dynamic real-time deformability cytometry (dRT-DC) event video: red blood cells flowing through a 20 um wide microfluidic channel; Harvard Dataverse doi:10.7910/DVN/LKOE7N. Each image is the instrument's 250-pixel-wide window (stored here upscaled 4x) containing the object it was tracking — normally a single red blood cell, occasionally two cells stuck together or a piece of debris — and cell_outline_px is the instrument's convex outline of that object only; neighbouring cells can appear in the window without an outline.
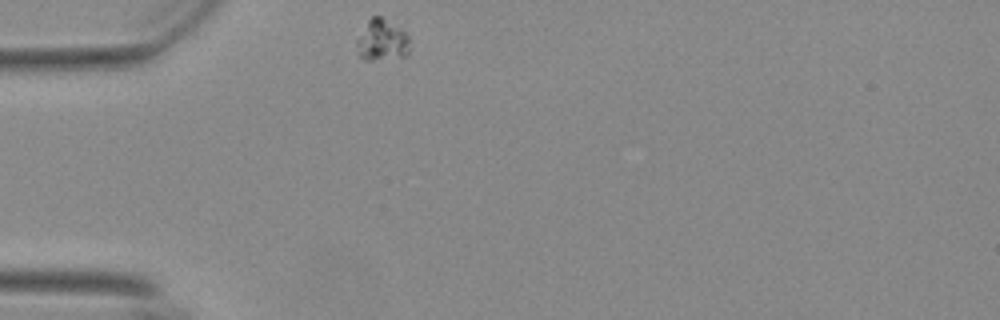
{"species": "Egyptian fruit bat (a non-hibernating species)", "species_latin": "Rousettus aegyptiacus", "temperature_condition": "warm", "stored_images_in_passage": 39, "camera_frame_rate_fps": 3000, "um_per_image_px": 0.085, "animal": {"sex": "female"}, "frame": {"image": 1, "passage_image": 1, "time_ms": 0.0, "image_size_px": [1000, 320], "cell_outline_px": [[412, 48], [404, 56], [372, 60], [368, 60], [360, 56], [356, 44], [356, 40], [368, 20], [372, 16], [380, 16], [400, 28], [408, 36]], "centroid_in_image_um": [32.49, 3.42], "position_along_channel_um": 52.5, "area_um2": 12.66}}
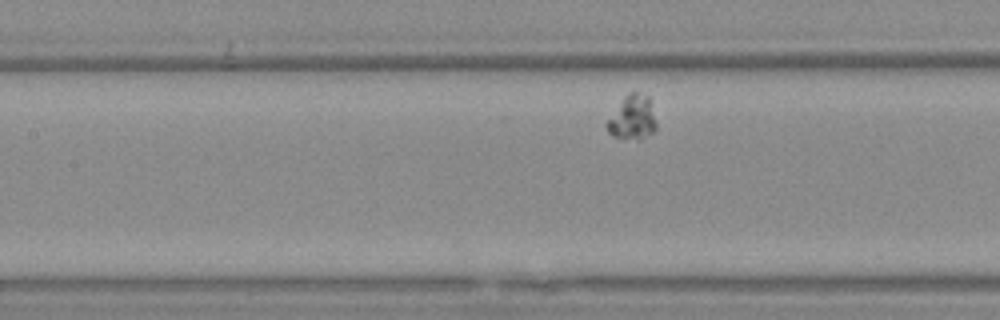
{"frame": {"image": 2, "passage_image": 12, "time_ms": 3.667, "image_size_px": [1000, 320], "cell_outline_px": [[656, 132], [640, 140], [612, 136], [608, 132], [604, 124], [624, 96], [628, 92], [636, 92], [648, 96], [656, 124]], "centroid_in_image_um": [53.74, 10.02], "position_along_channel_um": 153.7, "area_um2": 12.77}}
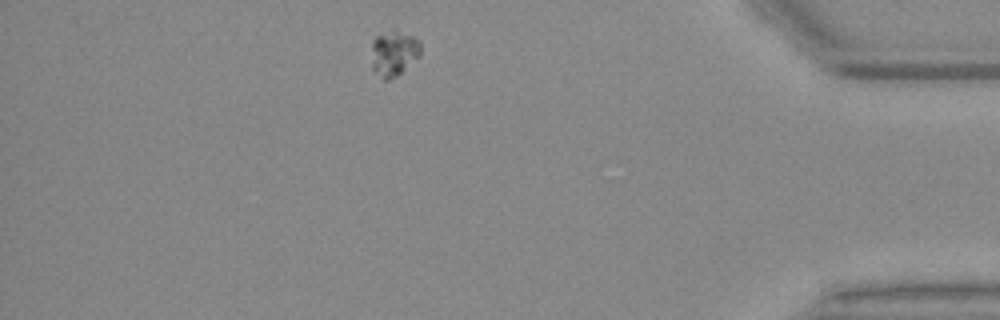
{"frame": {"image": 3, "passage_image": 38, "time_ms": 12.333, "image_size_px": [1000, 320], "cell_outline_px": [[420, 56], [396, 76], [388, 80], [384, 80], [372, 72], [372, 40], [376, 36], [396, 28], [412, 36], [420, 44]], "centroid_in_image_um": [33.44, 4.52], "position_along_channel_um": 401.8, "area_um2": 13.12}}